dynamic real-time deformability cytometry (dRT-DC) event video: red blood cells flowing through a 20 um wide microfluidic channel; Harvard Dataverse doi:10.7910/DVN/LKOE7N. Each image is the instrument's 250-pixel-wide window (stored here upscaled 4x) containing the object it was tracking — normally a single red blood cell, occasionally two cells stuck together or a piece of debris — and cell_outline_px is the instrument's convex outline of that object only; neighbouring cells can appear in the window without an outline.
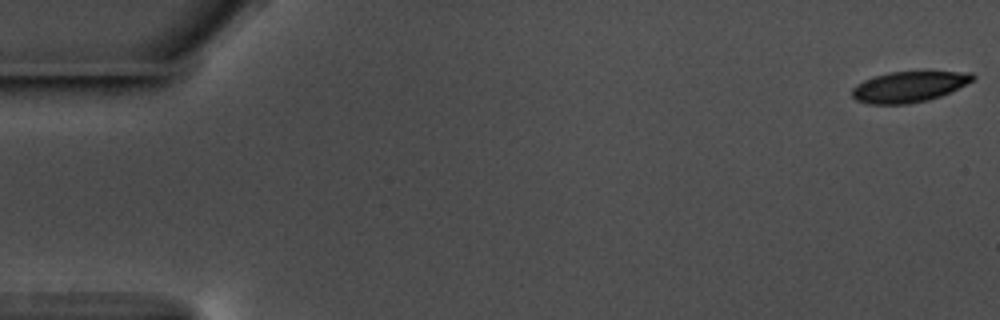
{"species": "common noctule bat (a hibernating species)", "species_latin": "Nyctalus noctula", "temperature_condition": "warm", "stored_images_in_passage": 57, "camera_frame_rate_fps": 3000, "um_per_image_px": 0.085, "animal": {"sex": "male", "body_mass_g": 17.5, "forearm_length_mm": 52.3}, "frame": {"image": 1, "passage_image": 1, "time_ms": 0.0, "image_size_px": [1000, 320], "cell_outline_px": [[976, 76], [972, 80], [940, 96], [928, 100], [908, 104], [868, 104], [856, 100], [852, 96], [852, 88], [856, 84], [864, 80], [888, 72], [972, 72]], "centroid_in_image_um": [77.2, 7.38], "position_along_channel_um": 7.8, "area_um2": 21.33}}
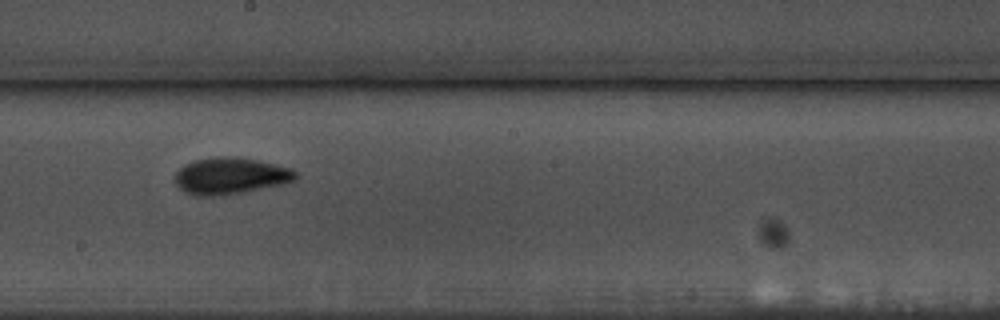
{"frame": {"image": 2, "passage_image": 32, "time_ms": 10.333, "image_size_px": [1000, 320], "cell_outline_px": [[296, 180], [280, 184], [244, 192], [216, 196], [196, 196], [184, 192], [176, 184], [176, 172], [184, 164], [196, 160], [216, 156], [236, 156], [256, 160], [292, 168], [296, 172]], "centroid_in_image_um": [19.56, 14.94], "position_along_channel_um": 228.6, "area_um2": 25.66}}
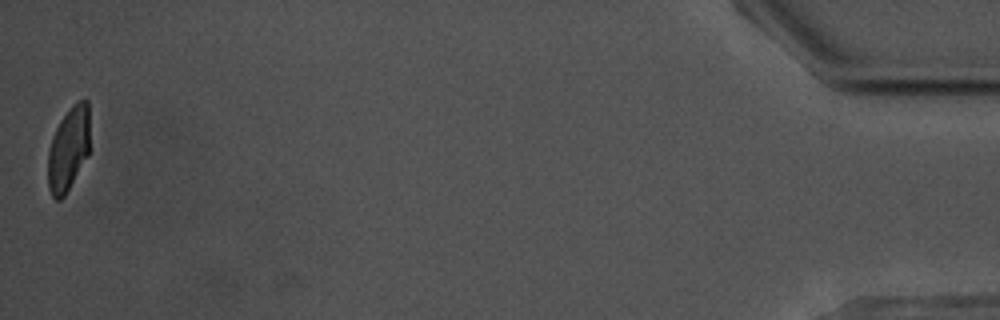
{"frame": {"image": 3, "passage_image": 57, "time_ms": 18.667, "image_size_px": [1000, 320], "cell_outline_px": [[88, 156], [64, 196], [60, 200], [56, 200], [52, 196], [48, 188], [48, 152], [52, 136], [60, 120], [72, 104], [76, 100], [88, 100]], "centroid_in_image_um": [5.8, 12.66], "position_along_channel_um": 429.4, "area_um2": 20.4}, "authors_computed_cell_mechanics": {"area_um2": 23.12, "velocity_mm_per_s": 3.5603, "shape_relaxation_time_tau1_ms": 4.4582, "shape_relaxation_time_tau2_ms": 1.8445, "deformation_change_tau1": 0.1324, "deformation_change_tau2": 0.0775}}